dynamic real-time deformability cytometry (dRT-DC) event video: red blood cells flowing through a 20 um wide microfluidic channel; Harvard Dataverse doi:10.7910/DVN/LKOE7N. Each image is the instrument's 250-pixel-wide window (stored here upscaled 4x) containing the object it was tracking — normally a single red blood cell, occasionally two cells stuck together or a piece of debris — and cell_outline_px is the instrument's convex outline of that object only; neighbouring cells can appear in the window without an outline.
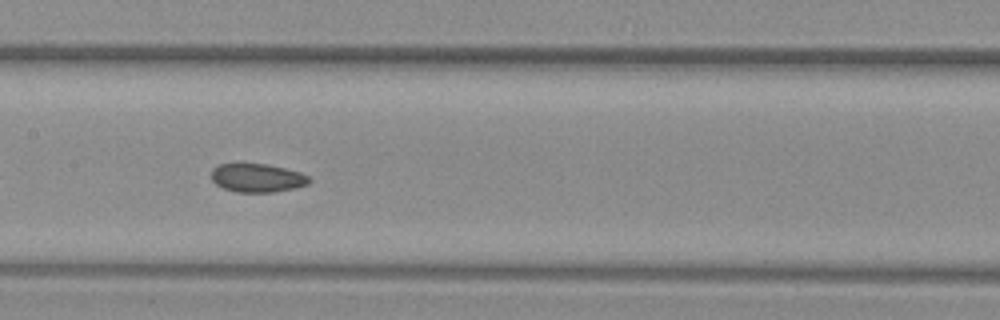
{"species": "common noctule bat (a hibernating species)", "species_latin": "Nyctalus noctula", "temperature_condition": "warm", "stored_images_in_passage": 36, "camera_frame_rate_fps": 3000, "um_per_image_px": 0.085, "animal": {"sex": "female", "body_mass_g": 29.2, "forearm_length_mm": 56.3}, "frame": {"image": 1, "passage_image": 11, "time_ms": 3.333, "image_size_px": [1000, 320], "cell_outline_px": [[312, 180], [308, 184], [296, 188], [272, 192], [236, 192], [224, 188], [216, 184], [212, 180], [212, 168], [216, 164], [264, 164], [284, 168], [300, 172], [308, 176]], "centroid_in_image_um": [21.87, 15.12], "position_along_channel_um": 185.5, "area_um2": 16.24}, "authors_computed_cell_mechanics": {"area_um2": 16.9354, "velocity_mm_per_s": 4.0256, "shape_relaxation_time_tau1_ms": null, "shape_relaxation_time_tau2_ms": 2.9819, "deformation_change_tau1": null, "deformation_change_tau2": 0.0709}}